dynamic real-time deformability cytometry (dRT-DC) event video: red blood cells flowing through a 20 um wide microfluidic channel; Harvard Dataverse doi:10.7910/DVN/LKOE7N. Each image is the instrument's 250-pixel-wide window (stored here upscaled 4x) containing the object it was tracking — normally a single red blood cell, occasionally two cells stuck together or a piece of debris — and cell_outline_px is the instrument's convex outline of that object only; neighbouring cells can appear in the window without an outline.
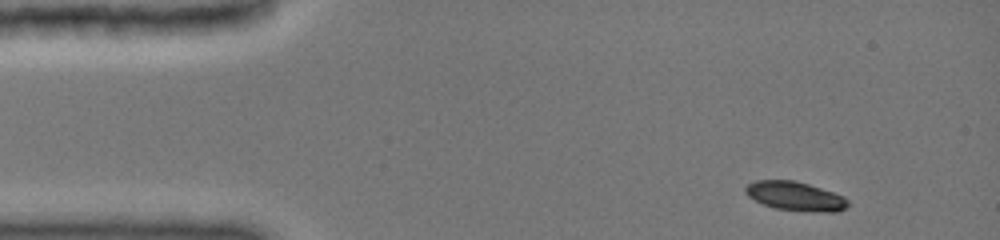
{"species": "common noctule bat (a hibernating species)", "species_latin": "Nyctalus noctula", "temperature_condition": "cold", "stored_images_in_passage": 5, "segment_of_instrument_passage": [2, 2], "camera_frame_rate_fps": 3000, "um_per_image_px": 0.085, "animal": {"sex": "female", "body_mass_g": 19.0, "forearm_length_mm": 51.5}, "frame": {"image": 1, "passage_image": 5, "time_ms": 4.667, "image_size_px": [1000, 240], "cell_outline_px": [[848, 204], [840, 212], [824, 212], [776, 208], [764, 204], [748, 196], [744, 192], [744, 188], [748, 184], [756, 180], [796, 180], [844, 196], [848, 200]], "centroid_in_image_um": [67.6, 16.66], "position_along_channel_um": 17.4, "area_um2": 17.11}}